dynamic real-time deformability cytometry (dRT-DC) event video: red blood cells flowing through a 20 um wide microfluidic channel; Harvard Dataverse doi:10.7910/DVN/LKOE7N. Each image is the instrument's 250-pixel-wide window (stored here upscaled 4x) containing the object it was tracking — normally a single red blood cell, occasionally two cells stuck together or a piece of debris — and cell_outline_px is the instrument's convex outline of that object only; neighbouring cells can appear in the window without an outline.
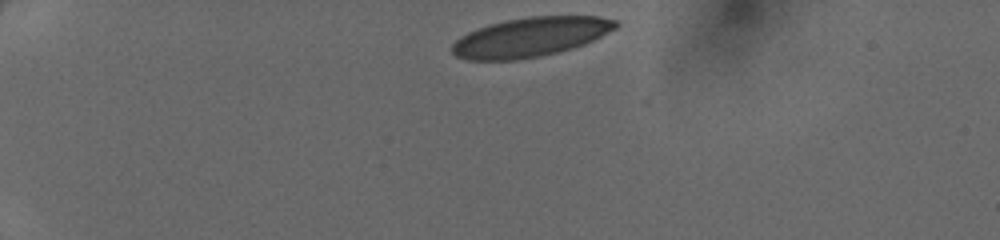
{"species": "human", "species_latin": "Homo sapiens", "temperature_condition": "cold", "stored_images_in_passage": 37, "camera_frame_rate_fps": 3000, "um_per_image_px": 0.085, "donor": {"sex": "female"}, "frame": {"image": 1, "passage_image": 1, "time_ms": 0.0, "image_size_px": [1000, 240], "cell_outline_px": [[620, 24], [616, 28], [584, 44], [572, 48], [540, 56], [516, 60], [468, 60], [456, 56], [452, 52], [452, 44], [460, 36], [476, 28], [488, 24], [528, 16], [600, 16], [616, 20]], "centroid_in_image_um": [45.07, 3.14], "position_along_channel_um": 39.9, "area_um2": 37.45}}
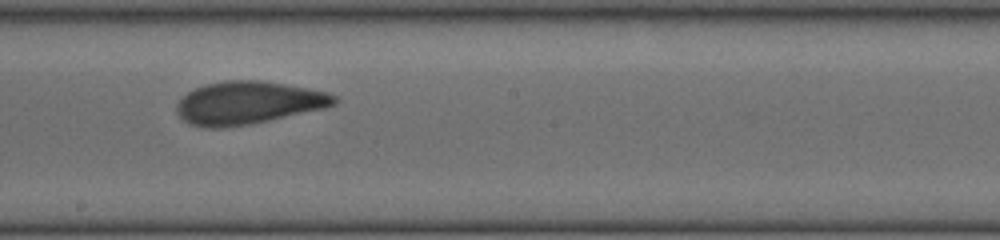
{"frame": {"image": 2, "passage_image": 19, "time_ms": 6.0, "image_size_px": [1000, 240], "cell_outline_px": [[340, 100], [336, 104], [324, 108], [248, 124], [220, 128], [212, 128], [192, 124], [184, 120], [176, 112], [176, 104], [188, 92], [204, 84], [228, 80], [260, 80], [308, 88], [328, 92], [336, 96]], "centroid_in_image_um": [21.11, 8.72], "position_along_channel_um": 227.1, "area_um2": 38.9}}
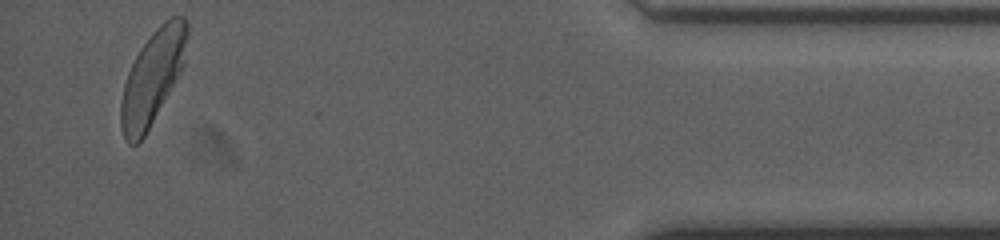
{"frame": {"image": 3, "passage_image": 36, "time_ms": 11.667, "image_size_px": [1000, 240], "cell_outline_px": [[188, 36], [184, 64], [180, 72], [144, 136], [136, 144], [128, 144], [124, 136], [120, 124], [120, 104], [124, 84], [128, 72], [140, 48], [152, 32], [164, 20], [172, 16], [184, 16], [188, 20]], "centroid_in_image_um": [12.97, 6.52], "position_along_channel_um": 422.2, "area_um2": 35.84}}